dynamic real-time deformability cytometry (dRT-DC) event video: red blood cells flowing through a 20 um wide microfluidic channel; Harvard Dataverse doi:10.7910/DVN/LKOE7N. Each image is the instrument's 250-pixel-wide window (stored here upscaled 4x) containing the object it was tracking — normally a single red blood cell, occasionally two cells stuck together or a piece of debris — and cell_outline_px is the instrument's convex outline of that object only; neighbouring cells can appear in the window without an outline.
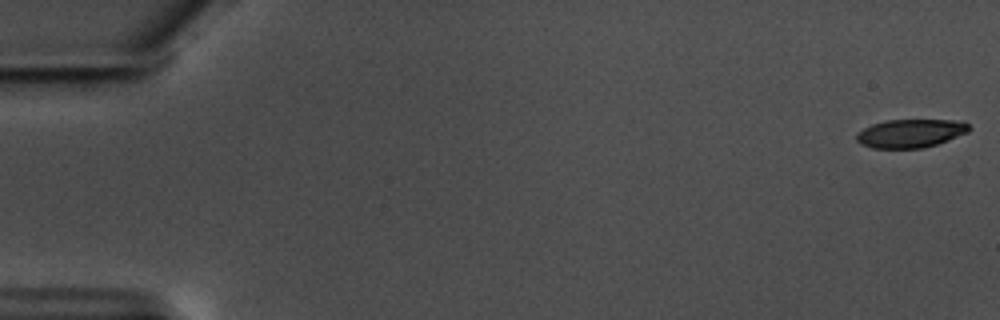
{"species": "common noctule bat (a hibernating species)", "species_latin": "Nyctalus noctula", "temperature_condition": "warm", "stored_images_in_passage": 6, "camera_frame_rate_fps": 3000, "um_per_image_px": 0.085, "animal": {"sex": "male", "body_mass_g": 17.5, "forearm_length_mm": 52.3}, "frame": {"image": 1, "passage_image": 1, "time_ms": 0.0, "image_size_px": [1000, 320], "cell_outline_px": [[972, 128], [968, 132], [948, 140], [924, 148], [872, 148], [860, 144], [856, 140], [856, 132], [872, 124], [888, 120], [964, 120]], "centroid_in_image_um": [77.4, 11.33], "position_along_channel_um": 7.6, "area_um2": 18.79}}